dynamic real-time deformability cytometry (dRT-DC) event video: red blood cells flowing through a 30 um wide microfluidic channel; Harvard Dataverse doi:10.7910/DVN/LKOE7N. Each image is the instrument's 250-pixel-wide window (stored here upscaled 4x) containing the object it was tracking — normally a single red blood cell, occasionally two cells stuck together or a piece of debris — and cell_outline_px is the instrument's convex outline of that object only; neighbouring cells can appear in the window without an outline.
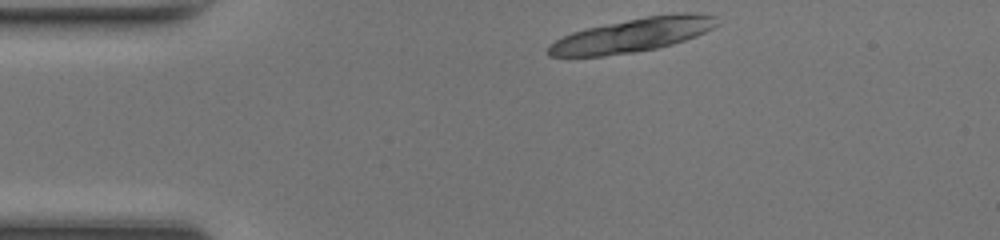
{"species": "common noctule bat (a hibernating species)", "species_latin": "Nyctalus noctula", "temperature_condition": "room temperature", "stored_images_in_passage": 8, "camera_frame_rate_fps": 3000, "um_per_image_px": 0.085, "animal": {"sex": "female", "body_mass_g": 17.0, "forearm_length_mm": 48.0}, "frame": {"image": 1, "passage_image": 1, "time_ms": 0.0, "image_size_px": [1000, 240], "cell_outline_px": [[720, 24], [696, 36], [672, 44], [656, 48], [632, 52], [604, 56], [548, 56], [548, 44], [572, 32], [588, 28], [648, 16], [676, 12], [688, 12], [716, 16]], "centroid_in_image_um": [53.8, 2.98], "position_along_channel_um": 31.2, "area_um2": 32.83}}